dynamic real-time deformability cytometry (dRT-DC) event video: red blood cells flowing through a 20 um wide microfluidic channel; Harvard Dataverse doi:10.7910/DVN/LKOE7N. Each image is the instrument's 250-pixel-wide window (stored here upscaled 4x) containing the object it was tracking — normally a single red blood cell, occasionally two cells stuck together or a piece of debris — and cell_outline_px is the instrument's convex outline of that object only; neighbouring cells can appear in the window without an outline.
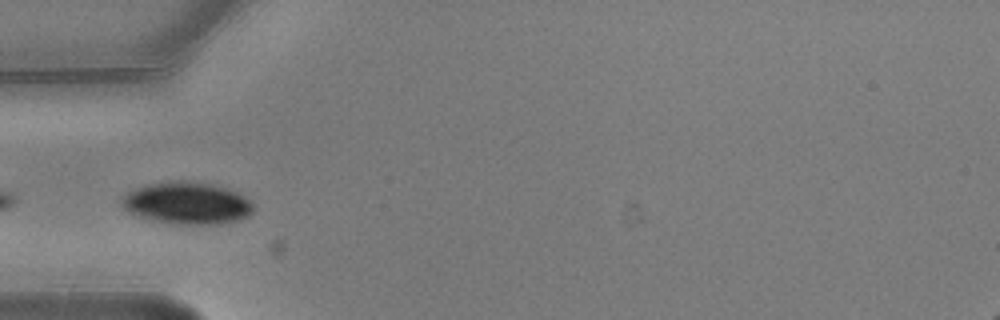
{"species": "common noctule bat (a hibernating species)", "species_latin": "Nyctalus noctula", "temperature_condition": "warm", "stored_images_in_passage": 6, "camera_frame_rate_fps": 3000, "um_per_image_px": 0.085, "animal": {"sex": "male", "body_mass_g": 20.5, "forearm_length_mm": 52.5}, "frame": {"image": 1, "passage_image": 4, "time_ms": 1.0, "image_size_px": [1000, 320], "cell_outline_px": [[252, 212], [248, 216], [240, 220], [220, 224], [176, 224], [148, 220], [136, 216], [128, 212], [120, 204], [120, 196], [124, 192], [132, 188], [144, 184], [168, 180], [192, 180], [212, 184], [228, 188], [240, 192], [252, 204]], "centroid_in_image_um": [15.81, 17.24], "position_along_channel_um": 69.2, "area_um2": 33.35}}
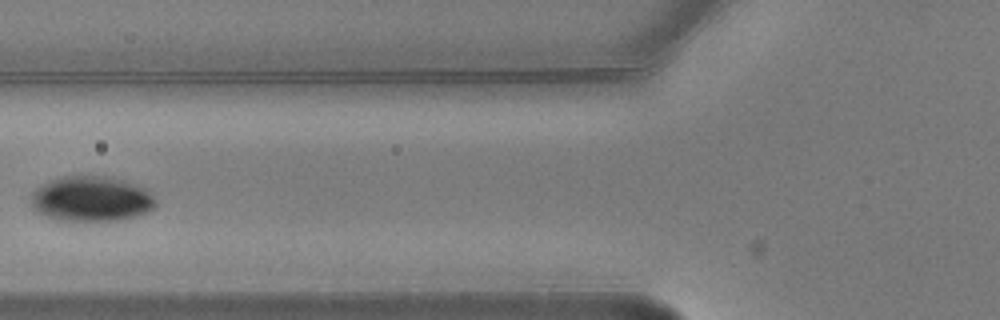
{"frame": {"image": 2, "passage_image": 5, "time_ms": 1.333, "image_size_px": [1000, 320], "cell_outline_px": [[156, 204], [148, 212], [136, 216], [120, 220], [56, 220], [44, 216], [32, 204], [32, 192], [36, 188], [48, 180], [60, 176], [80, 172], [112, 176], [128, 180], [140, 184], [156, 200]], "centroid_in_image_um": [7.77, 16.83], "position_along_channel_um": 118.0, "area_um2": 33.81}}